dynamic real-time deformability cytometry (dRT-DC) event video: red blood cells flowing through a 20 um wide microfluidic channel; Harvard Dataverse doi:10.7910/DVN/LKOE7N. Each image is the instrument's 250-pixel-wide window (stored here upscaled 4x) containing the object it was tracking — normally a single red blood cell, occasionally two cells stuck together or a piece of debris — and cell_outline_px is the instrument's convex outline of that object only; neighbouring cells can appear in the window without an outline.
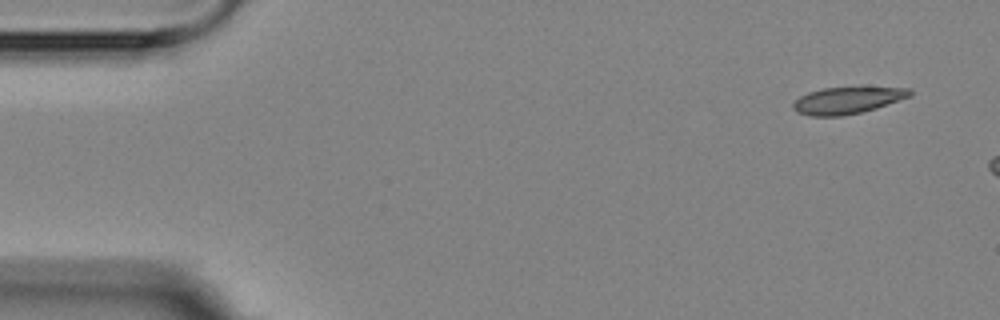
{"species": "Egyptian fruit bat (a non-hibernating species)", "species_latin": "Rousettus aegyptiacus", "temperature_condition": "room temperature", "stored_images_in_passage": 3, "camera_frame_rate_fps": 3000, "um_per_image_px": 0.085, "animal": {"sex": "female"}, "frame": {"image": 1, "passage_image": 1, "time_ms": 0.0, "image_size_px": [1000, 320], "cell_outline_px": [[912, 96], [876, 108], [860, 112], [840, 116], [812, 116], [796, 112], [792, 108], [792, 104], [800, 96], [808, 92], [824, 88], [908, 88], [912, 92]], "centroid_in_image_um": [71.99, 8.54], "position_along_channel_um": 13.0, "area_um2": 17.92}}